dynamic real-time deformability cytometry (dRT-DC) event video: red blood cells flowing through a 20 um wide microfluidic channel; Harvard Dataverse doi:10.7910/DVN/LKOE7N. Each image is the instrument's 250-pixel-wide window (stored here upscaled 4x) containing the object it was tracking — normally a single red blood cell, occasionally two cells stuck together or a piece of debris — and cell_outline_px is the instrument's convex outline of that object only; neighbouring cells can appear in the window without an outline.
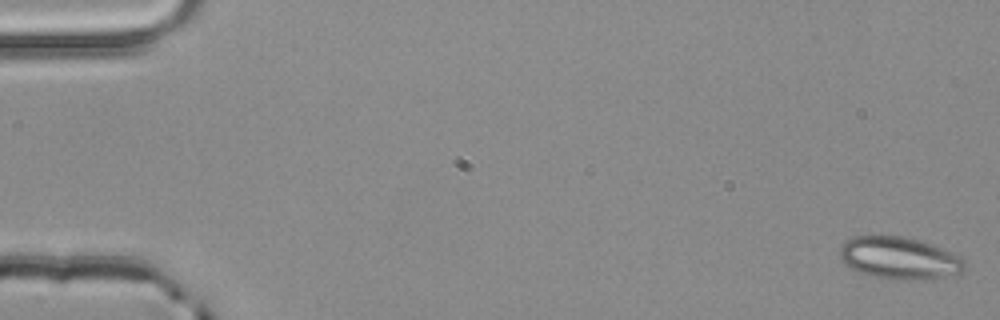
{"species": "common noctule bat (a hibernating species)", "species_latin": "Nyctalus noctula", "temperature_condition": "room temperature", "stored_images_in_passage": 4, "camera_frame_rate_fps": 3000, "um_per_image_px": 0.085, "animal": {"sex": "male", "body_mass_g": 20.4}, "frame": {"image": 1, "passage_image": 1, "time_ms": 0.0, "image_size_px": [1000, 320], "cell_outline_px": [[964, 268], [956, 276], [924, 280], [896, 280], [876, 276], [860, 272], [844, 264], [840, 256], [840, 248], [852, 236], [876, 232], [880, 232], [904, 236], [920, 240], [932, 244], [960, 256], [964, 260]], "centroid_in_image_um": [76.44, 21.9], "position_along_channel_um": 8.6, "area_um2": 31.62}}